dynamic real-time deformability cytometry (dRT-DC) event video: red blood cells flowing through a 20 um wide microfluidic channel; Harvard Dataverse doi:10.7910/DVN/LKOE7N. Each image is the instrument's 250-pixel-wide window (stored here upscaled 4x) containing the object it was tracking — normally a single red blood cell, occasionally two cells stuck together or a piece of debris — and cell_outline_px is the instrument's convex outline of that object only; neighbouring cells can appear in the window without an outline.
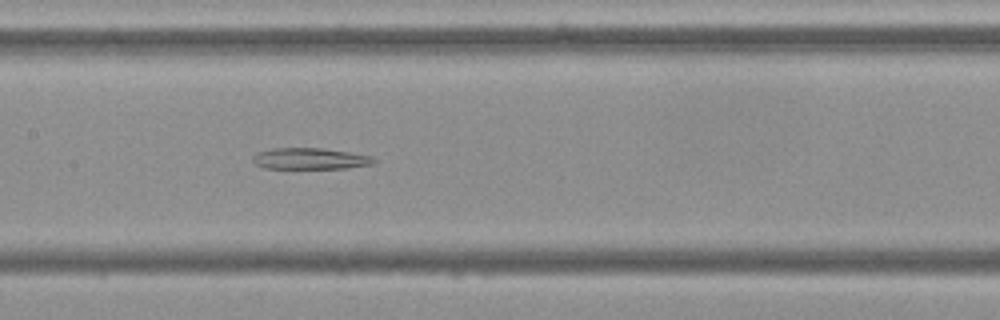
{"species": "Egyptian fruit bat (a non-hibernating species)", "species_latin": "Rousettus aegyptiacus", "temperature_condition": "cold", "stored_images_in_passage": 54, "segment_of_instrument_passage": [2, 2], "camera_frame_rate_fps": 3000, "um_per_image_px": 0.085, "frame": {"image": 1, "passage_image": 26, "time_ms": 8.333, "image_size_px": [1000, 320], "cell_outline_px": [[376, 164], [348, 168], [264, 168], [256, 164], [252, 160], [252, 156], [256, 152], [272, 148], [324, 148], [372, 156], [376, 160]], "centroid_in_image_um": [26.37, 13.48], "position_along_channel_um": 181.0, "area_um2": 15.14}}
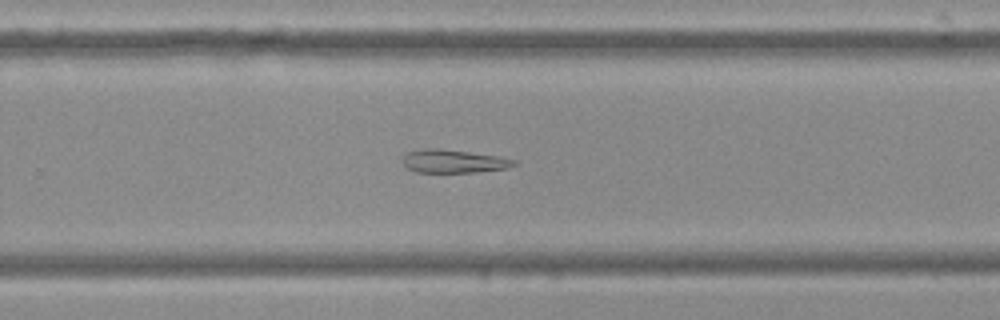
{"frame": {"image": 2, "passage_image": 35, "time_ms": 11.333, "image_size_px": [1000, 320], "cell_outline_px": [[520, 160], [516, 164], [508, 168], [476, 172], [416, 172], [404, 168], [400, 160], [408, 152], [424, 148], [436, 148], [468, 152], [496, 156]], "centroid_in_image_um": [38.51, 13.71], "position_along_channel_um": 291.3, "area_um2": 15.2}}
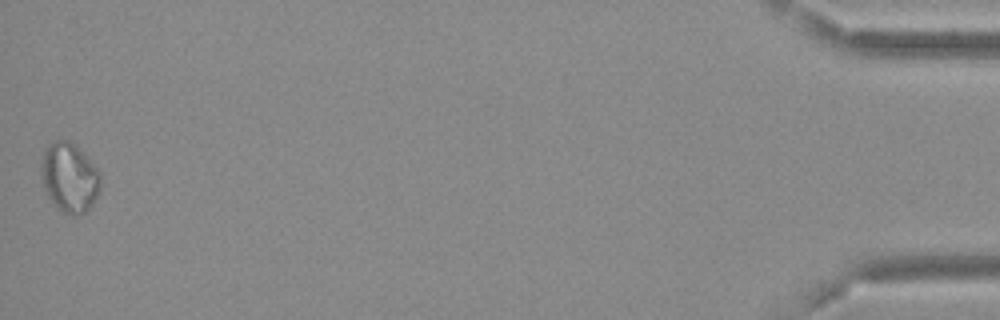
{"frame": {"image": 3, "passage_image": 54, "time_ms": 17.667, "image_size_px": [1000, 320], "cell_outline_px": [[100, 192], [92, 204], [84, 212], [76, 216], [72, 216], [60, 212], [48, 196], [44, 188], [40, 172], [40, 164], [44, 148], [48, 144], [56, 140], [68, 140], [76, 144], [100, 172]], "centroid_in_image_um": [5.88, 15.08], "position_along_channel_um": 429.3, "area_um2": 24.39}}